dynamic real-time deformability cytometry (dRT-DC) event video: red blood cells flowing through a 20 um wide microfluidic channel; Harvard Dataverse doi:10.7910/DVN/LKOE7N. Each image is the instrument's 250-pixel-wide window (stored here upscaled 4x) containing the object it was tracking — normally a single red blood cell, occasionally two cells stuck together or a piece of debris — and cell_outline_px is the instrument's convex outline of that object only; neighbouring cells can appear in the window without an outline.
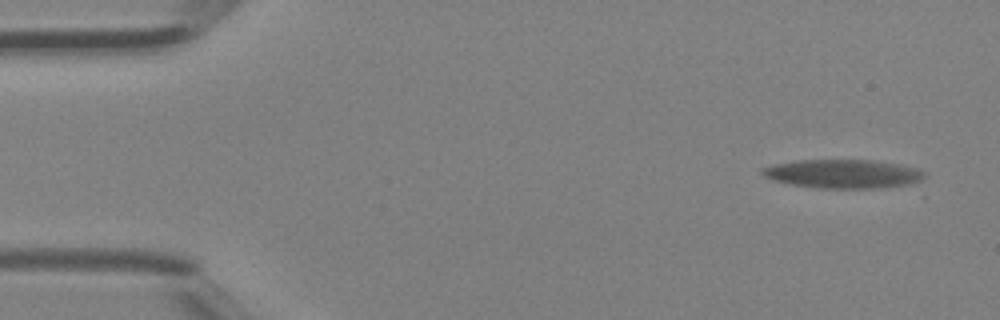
{"species": "Egyptian fruit bat (a non-hibernating species)", "species_latin": "Rousettus aegyptiacus", "temperature_condition": "room temperature", "stored_images_in_passage": 5, "camera_frame_rate_fps": 3000, "um_per_image_px": 0.085, "animal": {"sex": "female"}, "frame": {"image": 1, "passage_image": 5, "time_ms": 1.333, "image_size_px": [1000, 320], "cell_outline_px": [[924, 176], [916, 184], [880, 188], [816, 188], [792, 184], [772, 180], [764, 176], [760, 172], [760, 168], [772, 164], [796, 160], [872, 160], [900, 164], [916, 168], [924, 172]], "centroid_in_image_um": [71.65, 14.77], "position_along_channel_um": 13.4, "area_um2": 27.46}}